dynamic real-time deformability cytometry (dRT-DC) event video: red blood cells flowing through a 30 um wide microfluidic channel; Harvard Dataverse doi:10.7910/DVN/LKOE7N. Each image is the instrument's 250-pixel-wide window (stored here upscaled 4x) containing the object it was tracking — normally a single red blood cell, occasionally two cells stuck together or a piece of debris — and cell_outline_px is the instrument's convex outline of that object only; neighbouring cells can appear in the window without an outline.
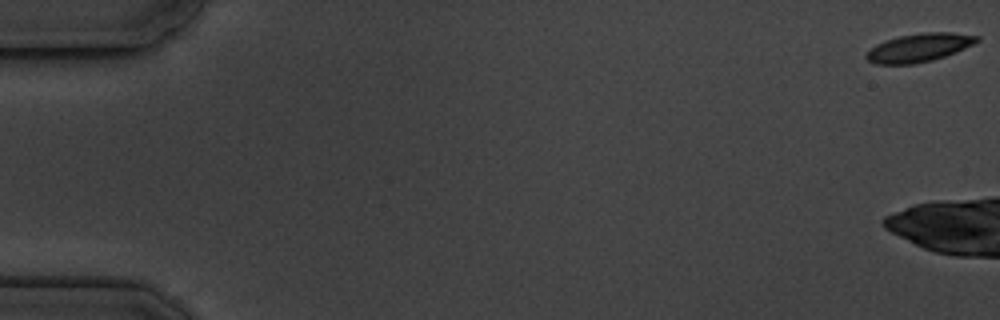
{"species": "common noctule bat (a hibernating species)", "species_latin": "Nyctalus noctula", "temperature_condition": "cold", "stored_images_in_passage": 9, "camera_frame_rate_fps": 3000, "um_per_image_px": 0.085, "animal": {"sex": "male", "body_mass_g": 19.5, "forearm_length_mm": 54.6}, "frame": {"image": 1, "passage_image": 1, "time_ms": 0.0, "image_size_px": [1000, 320], "cell_outline_px": [[980, 40], [956, 52], [932, 60], [912, 64], [876, 64], [868, 60], [864, 56], [876, 44], [884, 40], [900, 36], [924, 32], [952, 32], [980, 36]], "centroid_in_image_um": [78.12, 4.04], "position_along_channel_um": 6.9, "area_um2": 18.15}}